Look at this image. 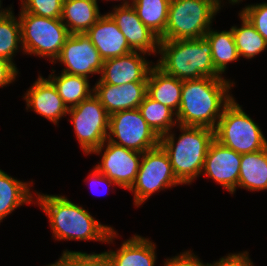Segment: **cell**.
Wrapping results in <instances>:
<instances>
[{
  "label": "cell",
  "mask_w": 267,
  "mask_h": 266,
  "mask_svg": "<svg viewBox=\"0 0 267 266\" xmlns=\"http://www.w3.org/2000/svg\"><path fill=\"white\" fill-rule=\"evenodd\" d=\"M56 62L66 66L60 72L89 79V75H100L104 60L90 38L83 33L70 34L67 37L59 56L52 64Z\"/></svg>",
  "instance_id": "cell-12"
},
{
  "label": "cell",
  "mask_w": 267,
  "mask_h": 266,
  "mask_svg": "<svg viewBox=\"0 0 267 266\" xmlns=\"http://www.w3.org/2000/svg\"><path fill=\"white\" fill-rule=\"evenodd\" d=\"M169 3L170 0H132L131 5L143 24L160 38L167 25Z\"/></svg>",
  "instance_id": "cell-27"
},
{
  "label": "cell",
  "mask_w": 267,
  "mask_h": 266,
  "mask_svg": "<svg viewBox=\"0 0 267 266\" xmlns=\"http://www.w3.org/2000/svg\"><path fill=\"white\" fill-rule=\"evenodd\" d=\"M231 82L224 77L184 80L176 118L178 125L215 129L225 107L234 99Z\"/></svg>",
  "instance_id": "cell-2"
},
{
  "label": "cell",
  "mask_w": 267,
  "mask_h": 266,
  "mask_svg": "<svg viewBox=\"0 0 267 266\" xmlns=\"http://www.w3.org/2000/svg\"><path fill=\"white\" fill-rule=\"evenodd\" d=\"M238 16L241 20L240 27L236 25L231 27L235 45L240 57L252 59L266 50L267 41L242 13H239Z\"/></svg>",
  "instance_id": "cell-28"
},
{
  "label": "cell",
  "mask_w": 267,
  "mask_h": 266,
  "mask_svg": "<svg viewBox=\"0 0 267 266\" xmlns=\"http://www.w3.org/2000/svg\"><path fill=\"white\" fill-rule=\"evenodd\" d=\"M155 249L154 242L135 234L123 241L116 251L110 249L101 253L92 252L88 254L66 249L61 256L101 255L110 266H155L157 258Z\"/></svg>",
  "instance_id": "cell-13"
},
{
  "label": "cell",
  "mask_w": 267,
  "mask_h": 266,
  "mask_svg": "<svg viewBox=\"0 0 267 266\" xmlns=\"http://www.w3.org/2000/svg\"><path fill=\"white\" fill-rule=\"evenodd\" d=\"M18 72L19 70L12 62L0 57V88L14 82Z\"/></svg>",
  "instance_id": "cell-34"
},
{
  "label": "cell",
  "mask_w": 267,
  "mask_h": 266,
  "mask_svg": "<svg viewBox=\"0 0 267 266\" xmlns=\"http://www.w3.org/2000/svg\"><path fill=\"white\" fill-rule=\"evenodd\" d=\"M221 0H170L168 21L160 40L204 37L219 13Z\"/></svg>",
  "instance_id": "cell-5"
},
{
  "label": "cell",
  "mask_w": 267,
  "mask_h": 266,
  "mask_svg": "<svg viewBox=\"0 0 267 266\" xmlns=\"http://www.w3.org/2000/svg\"><path fill=\"white\" fill-rule=\"evenodd\" d=\"M88 266H110L101 255H88Z\"/></svg>",
  "instance_id": "cell-37"
},
{
  "label": "cell",
  "mask_w": 267,
  "mask_h": 266,
  "mask_svg": "<svg viewBox=\"0 0 267 266\" xmlns=\"http://www.w3.org/2000/svg\"><path fill=\"white\" fill-rule=\"evenodd\" d=\"M31 183L17 180L0 169V223L18 207L34 203Z\"/></svg>",
  "instance_id": "cell-22"
},
{
  "label": "cell",
  "mask_w": 267,
  "mask_h": 266,
  "mask_svg": "<svg viewBox=\"0 0 267 266\" xmlns=\"http://www.w3.org/2000/svg\"><path fill=\"white\" fill-rule=\"evenodd\" d=\"M101 16L97 0H63L61 21L69 34L86 33Z\"/></svg>",
  "instance_id": "cell-21"
},
{
  "label": "cell",
  "mask_w": 267,
  "mask_h": 266,
  "mask_svg": "<svg viewBox=\"0 0 267 266\" xmlns=\"http://www.w3.org/2000/svg\"><path fill=\"white\" fill-rule=\"evenodd\" d=\"M164 266H206L192 251H184L177 256L166 258Z\"/></svg>",
  "instance_id": "cell-33"
},
{
  "label": "cell",
  "mask_w": 267,
  "mask_h": 266,
  "mask_svg": "<svg viewBox=\"0 0 267 266\" xmlns=\"http://www.w3.org/2000/svg\"><path fill=\"white\" fill-rule=\"evenodd\" d=\"M106 1H122V0H106ZM132 0H123V2H121L122 4L119 5H130Z\"/></svg>",
  "instance_id": "cell-38"
},
{
  "label": "cell",
  "mask_w": 267,
  "mask_h": 266,
  "mask_svg": "<svg viewBox=\"0 0 267 266\" xmlns=\"http://www.w3.org/2000/svg\"><path fill=\"white\" fill-rule=\"evenodd\" d=\"M86 35L90 38L104 61L134 51L108 13L102 15L86 32Z\"/></svg>",
  "instance_id": "cell-19"
},
{
  "label": "cell",
  "mask_w": 267,
  "mask_h": 266,
  "mask_svg": "<svg viewBox=\"0 0 267 266\" xmlns=\"http://www.w3.org/2000/svg\"><path fill=\"white\" fill-rule=\"evenodd\" d=\"M23 98L26 101V110H33L55 125H58L61 118L68 114V108L53 82L40 74Z\"/></svg>",
  "instance_id": "cell-17"
},
{
  "label": "cell",
  "mask_w": 267,
  "mask_h": 266,
  "mask_svg": "<svg viewBox=\"0 0 267 266\" xmlns=\"http://www.w3.org/2000/svg\"><path fill=\"white\" fill-rule=\"evenodd\" d=\"M206 266H255L249 258V252L229 253L227 256L221 257L212 264L207 263Z\"/></svg>",
  "instance_id": "cell-32"
},
{
  "label": "cell",
  "mask_w": 267,
  "mask_h": 266,
  "mask_svg": "<svg viewBox=\"0 0 267 266\" xmlns=\"http://www.w3.org/2000/svg\"><path fill=\"white\" fill-rule=\"evenodd\" d=\"M146 55L145 52L132 51L126 55L105 60L99 80L102 83L118 86L130 82H147L154 63L148 62Z\"/></svg>",
  "instance_id": "cell-16"
},
{
  "label": "cell",
  "mask_w": 267,
  "mask_h": 266,
  "mask_svg": "<svg viewBox=\"0 0 267 266\" xmlns=\"http://www.w3.org/2000/svg\"><path fill=\"white\" fill-rule=\"evenodd\" d=\"M21 11L45 18H61L63 0H20Z\"/></svg>",
  "instance_id": "cell-30"
},
{
  "label": "cell",
  "mask_w": 267,
  "mask_h": 266,
  "mask_svg": "<svg viewBox=\"0 0 267 266\" xmlns=\"http://www.w3.org/2000/svg\"><path fill=\"white\" fill-rule=\"evenodd\" d=\"M93 88V94L109 115L123 110L137 109L147 94V82H130L118 86L102 83L98 79Z\"/></svg>",
  "instance_id": "cell-18"
},
{
  "label": "cell",
  "mask_w": 267,
  "mask_h": 266,
  "mask_svg": "<svg viewBox=\"0 0 267 266\" xmlns=\"http://www.w3.org/2000/svg\"><path fill=\"white\" fill-rule=\"evenodd\" d=\"M182 85V80L166 74L155 64L147 78V95L177 114L181 102Z\"/></svg>",
  "instance_id": "cell-20"
},
{
  "label": "cell",
  "mask_w": 267,
  "mask_h": 266,
  "mask_svg": "<svg viewBox=\"0 0 267 266\" xmlns=\"http://www.w3.org/2000/svg\"><path fill=\"white\" fill-rule=\"evenodd\" d=\"M238 187L252 192L267 190V147L241 155Z\"/></svg>",
  "instance_id": "cell-23"
},
{
  "label": "cell",
  "mask_w": 267,
  "mask_h": 266,
  "mask_svg": "<svg viewBox=\"0 0 267 266\" xmlns=\"http://www.w3.org/2000/svg\"><path fill=\"white\" fill-rule=\"evenodd\" d=\"M21 48V25L11 6L0 16V57L7 59L16 66L13 61L14 55Z\"/></svg>",
  "instance_id": "cell-29"
},
{
  "label": "cell",
  "mask_w": 267,
  "mask_h": 266,
  "mask_svg": "<svg viewBox=\"0 0 267 266\" xmlns=\"http://www.w3.org/2000/svg\"><path fill=\"white\" fill-rule=\"evenodd\" d=\"M138 109L144 120L159 137L167 134L173 130L175 125H178L176 113L167 106L151 99L147 94Z\"/></svg>",
  "instance_id": "cell-26"
},
{
  "label": "cell",
  "mask_w": 267,
  "mask_h": 266,
  "mask_svg": "<svg viewBox=\"0 0 267 266\" xmlns=\"http://www.w3.org/2000/svg\"><path fill=\"white\" fill-rule=\"evenodd\" d=\"M22 53L49 58L53 63L70 35L61 18L19 12Z\"/></svg>",
  "instance_id": "cell-6"
},
{
  "label": "cell",
  "mask_w": 267,
  "mask_h": 266,
  "mask_svg": "<svg viewBox=\"0 0 267 266\" xmlns=\"http://www.w3.org/2000/svg\"><path fill=\"white\" fill-rule=\"evenodd\" d=\"M241 155L214 139L206 154L201 175L210 177L230 194H234L238 188Z\"/></svg>",
  "instance_id": "cell-14"
},
{
  "label": "cell",
  "mask_w": 267,
  "mask_h": 266,
  "mask_svg": "<svg viewBox=\"0 0 267 266\" xmlns=\"http://www.w3.org/2000/svg\"><path fill=\"white\" fill-rule=\"evenodd\" d=\"M205 37L211 44L212 61L215 70L221 75L226 71L227 65L231 62L238 61L240 58L232 30H213L212 27L205 34Z\"/></svg>",
  "instance_id": "cell-25"
},
{
  "label": "cell",
  "mask_w": 267,
  "mask_h": 266,
  "mask_svg": "<svg viewBox=\"0 0 267 266\" xmlns=\"http://www.w3.org/2000/svg\"><path fill=\"white\" fill-rule=\"evenodd\" d=\"M9 8H2V1L0 0V16L4 14Z\"/></svg>",
  "instance_id": "cell-39"
},
{
  "label": "cell",
  "mask_w": 267,
  "mask_h": 266,
  "mask_svg": "<svg viewBox=\"0 0 267 266\" xmlns=\"http://www.w3.org/2000/svg\"><path fill=\"white\" fill-rule=\"evenodd\" d=\"M246 19L255 27L256 31L267 41V3L248 4L242 8Z\"/></svg>",
  "instance_id": "cell-31"
},
{
  "label": "cell",
  "mask_w": 267,
  "mask_h": 266,
  "mask_svg": "<svg viewBox=\"0 0 267 266\" xmlns=\"http://www.w3.org/2000/svg\"><path fill=\"white\" fill-rule=\"evenodd\" d=\"M107 140L141 153L160 145V137L147 124L138 108L109 116Z\"/></svg>",
  "instance_id": "cell-10"
},
{
  "label": "cell",
  "mask_w": 267,
  "mask_h": 266,
  "mask_svg": "<svg viewBox=\"0 0 267 266\" xmlns=\"http://www.w3.org/2000/svg\"><path fill=\"white\" fill-rule=\"evenodd\" d=\"M55 72L53 69L48 78L57 88L59 96L68 109L88 99L94 93V88H91L88 78L65 72L58 73L57 76Z\"/></svg>",
  "instance_id": "cell-24"
},
{
  "label": "cell",
  "mask_w": 267,
  "mask_h": 266,
  "mask_svg": "<svg viewBox=\"0 0 267 266\" xmlns=\"http://www.w3.org/2000/svg\"><path fill=\"white\" fill-rule=\"evenodd\" d=\"M214 132L215 140L240 154L267 147L261 128L235 99L225 107Z\"/></svg>",
  "instance_id": "cell-7"
},
{
  "label": "cell",
  "mask_w": 267,
  "mask_h": 266,
  "mask_svg": "<svg viewBox=\"0 0 267 266\" xmlns=\"http://www.w3.org/2000/svg\"><path fill=\"white\" fill-rule=\"evenodd\" d=\"M46 266H88V255L60 256L56 262Z\"/></svg>",
  "instance_id": "cell-35"
},
{
  "label": "cell",
  "mask_w": 267,
  "mask_h": 266,
  "mask_svg": "<svg viewBox=\"0 0 267 266\" xmlns=\"http://www.w3.org/2000/svg\"><path fill=\"white\" fill-rule=\"evenodd\" d=\"M108 14L134 51L148 55L159 53V37L143 24L131 4L115 5Z\"/></svg>",
  "instance_id": "cell-15"
},
{
  "label": "cell",
  "mask_w": 267,
  "mask_h": 266,
  "mask_svg": "<svg viewBox=\"0 0 267 266\" xmlns=\"http://www.w3.org/2000/svg\"><path fill=\"white\" fill-rule=\"evenodd\" d=\"M37 203L49 218L53 237L57 241L80 240L113 243L118 233L93 218L81 205L73 203L63 195L35 193Z\"/></svg>",
  "instance_id": "cell-1"
},
{
  "label": "cell",
  "mask_w": 267,
  "mask_h": 266,
  "mask_svg": "<svg viewBox=\"0 0 267 266\" xmlns=\"http://www.w3.org/2000/svg\"><path fill=\"white\" fill-rule=\"evenodd\" d=\"M176 128L181 132L178 139L171 130L160 137V145L169 156L177 180L182 185H190L196 177H201L206 154L215 139V132L214 129L206 127L177 125Z\"/></svg>",
  "instance_id": "cell-3"
},
{
  "label": "cell",
  "mask_w": 267,
  "mask_h": 266,
  "mask_svg": "<svg viewBox=\"0 0 267 266\" xmlns=\"http://www.w3.org/2000/svg\"><path fill=\"white\" fill-rule=\"evenodd\" d=\"M212 49L204 36L197 39L160 40L156 65L179 80L223 77L214 68Z\"/></svg>",
  "instance_id": "cell-4"
},
{
  "label": "cell",
  "mask_w": 267,
  "mask_h": 266,
  "mask_svg": "<svg viewBox=\"0 0 267 266\" xmlns=\"http://www.w3.org/2000/svg\"><path fill=\"white\" fill-rule=\"evenodd\" d=\"M182 185L174 175L167 152L161 145L142 155L136 179L129 189L134 194V205L139 207L155 192Z\"/></svg>",
  "instance_id": "cell-8"
},
{
  "label": "cell",
  "mask_w": 267,
  "mask_h": 266,
  "mask_svg": "<svg viewBox=\"0 0 267 266\" xmlns=\"http://www.w3.org/2000/svg\"><path fill=\"white\" fill-rule=\"evenodd\" d=\"M68 115L78 144L86 155H90L107 140L110 115L94 94L69 108Z\"/></svg>",
  "instance_id": "cell-9"
},
{
  "label": "cell",
  "mask_w": 267,
  "mask_h": 266,
  "mask_svg": "<svg viewBox=\"0 0 267 266\" xmlns=\"http://www.w3.org/2000/svg\"><path fill=\"white\" fill-rule=\"evenodd\" d=\"M91 154L102 156L101 163L98 162L95 166L100 173L121 188L127 190L131 188L140 168L143 153L106 140Z\"/></svg>",
  "instance_id": "cell-11"
},
{
  "label": "cell",
  "mask_w": 267,
  "mask_h": 266,
  "mask_svg": "<svg viewBox=\"0 0 267 266\" xmlns=\"http://www.w3.org/2000/svg\"><path fill=\"white\" fill-rule=\"evenodd\" d=\"M87 180L91 181L90 187L92 188L93 191V187L94 185L98 186L101 184L104 186L108 187H115V183L110 180L106 175L100 173L95 167H93L91 173L87 176ZM93 183V184H92ZM104 194V193H103Z\"/></svg>",
  "instance_id": "cell-36"
}]
</instances>
